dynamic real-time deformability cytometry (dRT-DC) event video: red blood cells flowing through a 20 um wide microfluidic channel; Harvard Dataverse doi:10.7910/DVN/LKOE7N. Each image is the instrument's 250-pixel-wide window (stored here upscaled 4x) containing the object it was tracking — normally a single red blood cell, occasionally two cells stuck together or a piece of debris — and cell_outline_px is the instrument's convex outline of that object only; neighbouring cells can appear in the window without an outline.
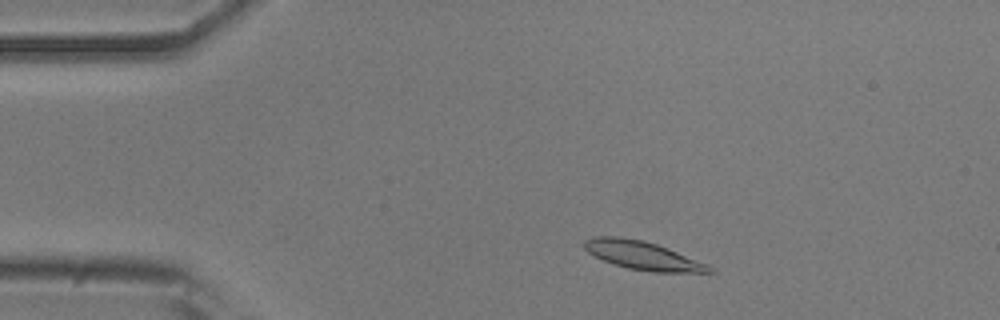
{"species": "common noctule bat (a hibernating species)", "species_latin": "Nyctalus noctula", "temperature_condition": "room temperature", "stored_images_in_passage": 49, "camera_frame_rate_fps": 3000, "um_per_image_px": 0.085, "animal": {"sex": "male", "body_mass_g": 20.5, "forearm_length_mm": 52.5}, "frame": {"image": 1, "passage_image": 5, "time_ms": 1.333, "image_size_px": [1000, 320], "cell_outline_px": [[716, 272], [652, 272], [628, 268], [604, 260], [588, 252], [584, 248], [584, 240], [596, 236], [620, 236], [644, 240], [668, 248], [708, 264]], "centroid_in_image_um": [54.63, 21.7], "position_along_channel_um": 30.4, "area_um2": 20.58}}
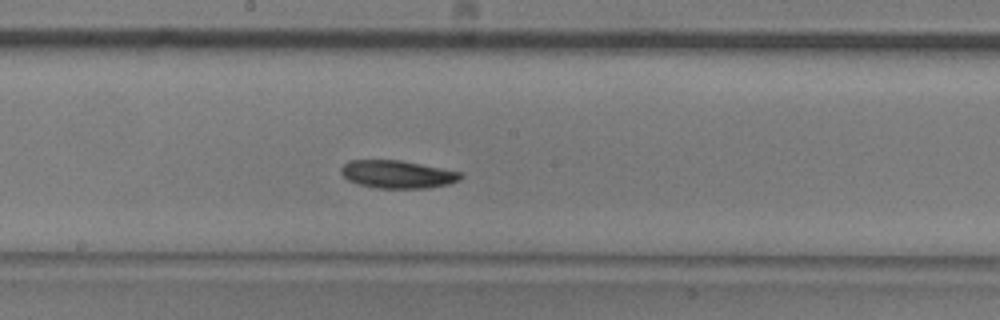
{"frame": {"image": 2, "passage_image": 24, "time_ms": 7.667, "image_size_px": [1000, 320], "cell_outline_px": [[464, 176], [460, 180], [448, 184], [428, 188], [376, 188], [360, 184], [348, 180], [340, 172], [340, 168], [348, 160], [400, 160], [460, 172]], "centroid_in_image_um": [33.77, 14.81], "position_along_channel_um": 214.4, "area_um2": 19.31}}
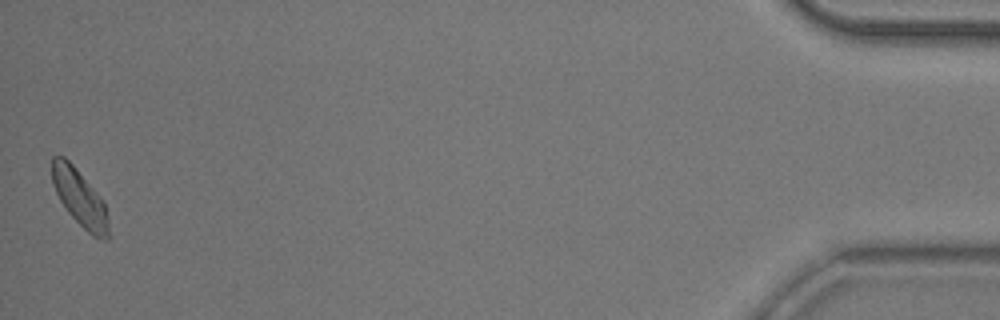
{"frame": {"image": 3, "passage_image": 49, "time_ms": 16.0, "image_size_px": [1000, 320], "cell_outline_px": [[112, 236], [108, 240], [104, 240], [92, 236], [68, 212], [60, 200], [52, 184], [52, 156], [64, 156], [72, 164], [92, 188], [104, 204], [108, 216]], "centroid_in_image_um": [6.81, 16.89], "position_along_channel_um": 428.4, "area_um2": 18.5}, "authors_computed_cell_mechanics": {"area_um2": 19.1896, "velocity_mm_per_s": 3.7017, "shape_relaxation_time_tau1_ms": 4.8936, "shape_relaxation_time_tau2_ms": null, "deformation_change_tau1": 0.1101, "deformation_change_tau2": null}}